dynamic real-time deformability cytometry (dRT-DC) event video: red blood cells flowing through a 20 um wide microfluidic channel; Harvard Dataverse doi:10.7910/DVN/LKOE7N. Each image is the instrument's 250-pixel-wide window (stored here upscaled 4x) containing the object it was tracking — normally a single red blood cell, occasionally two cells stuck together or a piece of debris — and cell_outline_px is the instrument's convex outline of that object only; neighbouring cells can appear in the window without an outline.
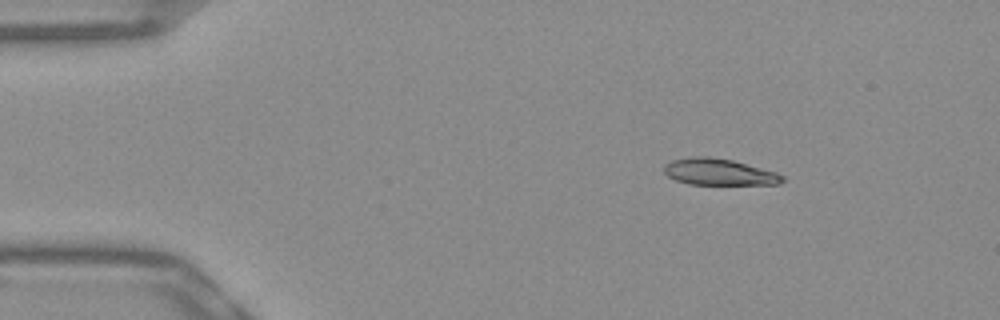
{"species": "Egyptian fruit bat (a non-hibernating species)", "species_latin": "Rousettus aegyptiacus", "temperature_condition": "warm", "stored_images_in_passage": 52, "camera_frame_rate_fps": 3000, "um_per_image_px": 0.085, "frame": {"image": 1, "passage_image": 7, "time_ms": 2.0, "image_size_px": [1000, 320], "cell_outline_px": [[784, 180], [780, 184], [688, 184], [676, 180], [668, 176], [664, 172], [664, 164], [672, 160], [688, 156], [708, 156], [732, 160], [776, 172], [784, 176]], "centroid_in_image_um": [61.08, 14.61], "position_along_channel_um": 23.9, "area_um2": 18.26}}
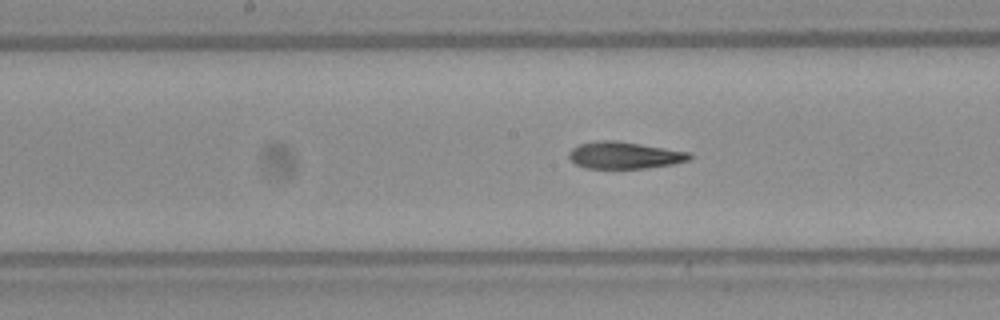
{"frame": {"image": 2, "passage_image": 26, "time_ms": 8.333, "image_size_px": [1000, 320], "cell_outline_px": [[692, 160], [672, 164], [644, 168], [584, 168], [576, 164], [568, 156], [568, 152], [572, 148], [580, 144], [596, 140], [616, 140], [692, 152]], "centroid_in_image_um": [53.1, 13.19], "position_along_channel_um": 195.1, "area_um2": 19.07}}
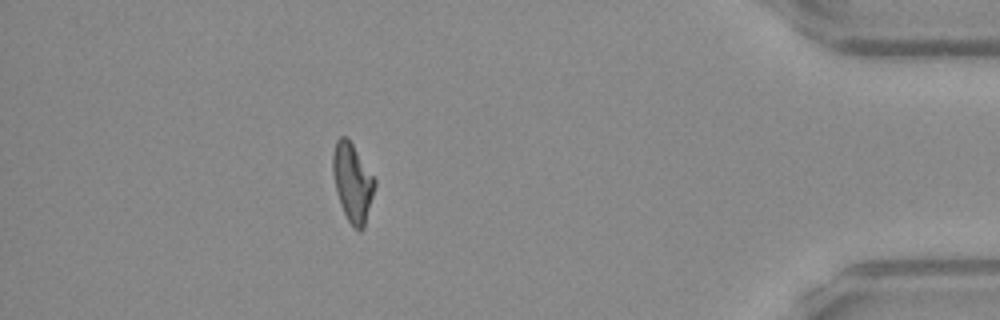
{"frame": {"image": 3, "passage_image": 46, "time_ms": 15.0, "image_size_px": [1000, 320], "cell_outline_px": [[376, 184], [364, 228], [360, 232], [352, 228], [340, 204], [336, 192], [332, 172], [332, 152], [336, 140], [340, 136], [348, 136], [376, 180]], "centroid_in_image_um": [29.95, 15.5], "position_along_channel_um": 405.2, "area_um2": 19.48}, "authors_computed_cell_mechanics": {"area_um2": 19.3052, "velocity_mm_per_s": 3.8616, "shape_relaxation_time_tau1_ms": 9.1767, "shape_relaxation_time_tau2_ms": 1.9994, "deformation_change_tau1": 0.2769, "deformation_change_tau2": 0.0977}}